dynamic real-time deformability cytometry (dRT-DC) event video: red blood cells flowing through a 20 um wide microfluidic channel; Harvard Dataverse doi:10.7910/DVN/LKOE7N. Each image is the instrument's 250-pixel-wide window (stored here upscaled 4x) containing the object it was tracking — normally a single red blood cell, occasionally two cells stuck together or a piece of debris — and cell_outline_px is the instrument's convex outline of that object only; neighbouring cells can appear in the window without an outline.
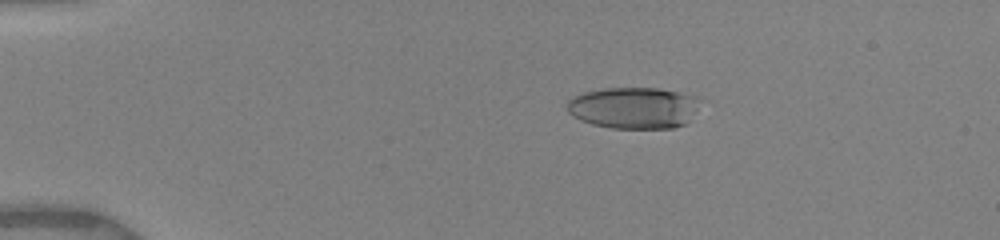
{"species": "human", "species_latin": "Homo sapiens", "temperature_condition": "warm", "stored_images_in_passage": 25, "camera_frame_rate_fps": 3000, "um_per_image_px": 0.085, "donor": {"sex": "female"}, "frame": {"image": 1, "passage_image": 8, "time_ms": 3.0, "image_size_px": [1000, 240], "cell_outline_px": [[700, 100], [684, 124], [672, 128], [612, 128], [592, 124], [580, 120], [572, 116], [568, 112], [568, 100], [584, 92], [604, 88], [656, 88], [696, 96]], "centroid_in_image_um": [53.81, 9.16], "position_along_channel_um": 31.2, "area_um2": 31.67}}
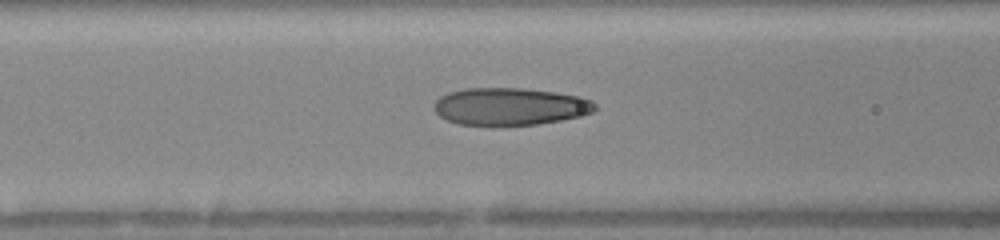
{"frame": {"image": 2, "passage_image": 19, "time_ms": 7.0, "image_size_px": [1000, 240], "cell_outline_px": [[596, 108], [592, 112], [580, 116], [560, 120], [536, 124], [460, 124], [448, 120], [440, 116], [436, 112], [436, 100], [440, 96], [448, 92], [464, 88], [524, 88], [580, 96], [592, 100], [596, 104]], "centroid_in_image_um": [43.37, 9.03], "position_along_channel_um": 123.2, "area_um2": 34.56}}
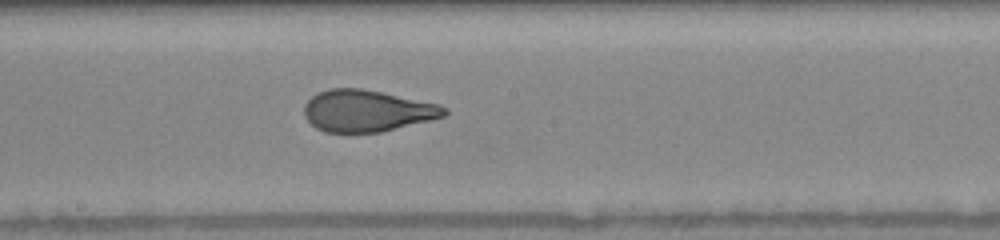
{"frame": {"image": 3, "passage_image": 25, "time_ms": 9.333, "image_size_px": [1000, 240], "cell_outline_px": [[448, 112], [444, 116], [432, 120], [380, 132], [324, 132], [316, 128], [304, 116], [304, 104], [312, 96], [328, 88], [360, 88], [440, 104], [448, 108]], "centroid_in_image_um": [31.2, 9.42], "position_along_channel_um": 217.0, "area_um2": 33.99}}